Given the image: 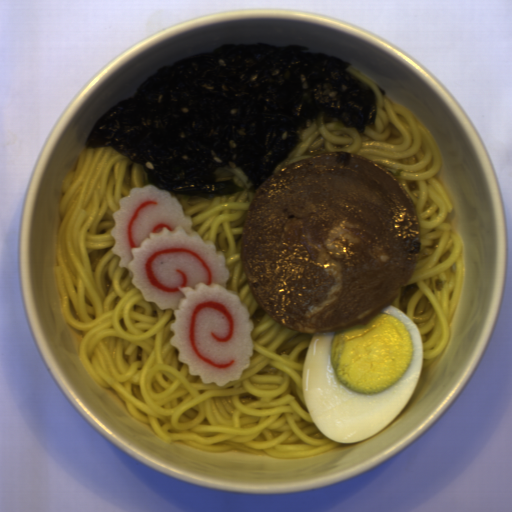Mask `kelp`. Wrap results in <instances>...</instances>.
Returning a JSON list of instances; mask_svg holds the SVG:
<instances>
[{
  "label": "kelp",
  "mask_w": 512,
  "mask_h": 512,
  "mask_svg": "<svg viewBox=\"0 0 512 512\" xmlns=\"http://www.w3.org/2000/svg\"><path fill=\"white\" fill-rule=\"evenodd\" d=\"M299 44H226L189 55L143 80L102 113L86 149L113 148L143 167L149 185L180 197L242 191L219 167L240 170L255 193L322 114L361 134L374 126L373 87L354 63Z\"/></svg>",
  "instance_id": "1"
}]
</instances>
